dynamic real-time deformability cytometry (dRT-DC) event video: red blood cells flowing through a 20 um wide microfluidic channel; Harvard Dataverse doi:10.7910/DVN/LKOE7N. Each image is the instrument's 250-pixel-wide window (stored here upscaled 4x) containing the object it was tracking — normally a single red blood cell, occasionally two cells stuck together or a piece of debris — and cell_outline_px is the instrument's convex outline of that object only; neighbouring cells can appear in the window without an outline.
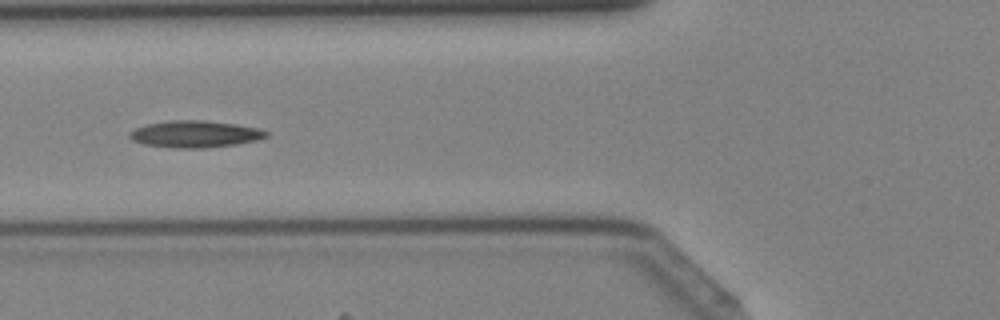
{"species": "Egyptian fruit bat (a non-hibernating species)", "species_latin": "Rousettus aegyptiacus", "temperature_condition": "cold", "stored_images_in_passage": 29, "camera_frame_rate_fps": 3000, "um_per_image_px": 0.085, "animal": {"sex": "female"}, "frame": {"image": 1, "passage_image": 17, "time_ms": 5.333, "image_size_px": [1000, 320], "cell_outline_px": [[268, 136], [256, 140], [236, 144], [204, 148], [176, 148], [144, 144], [132, 140], [128, 136], [128, 132], [136, 128], [148, 124], [172, 120], [204, 120], [236, 124], [260, 128], [268, 132]], "centroid_in_image_um": [16.58, 11.39], "position_along_channel_um": 109.2, "area_um2": 21.33}}